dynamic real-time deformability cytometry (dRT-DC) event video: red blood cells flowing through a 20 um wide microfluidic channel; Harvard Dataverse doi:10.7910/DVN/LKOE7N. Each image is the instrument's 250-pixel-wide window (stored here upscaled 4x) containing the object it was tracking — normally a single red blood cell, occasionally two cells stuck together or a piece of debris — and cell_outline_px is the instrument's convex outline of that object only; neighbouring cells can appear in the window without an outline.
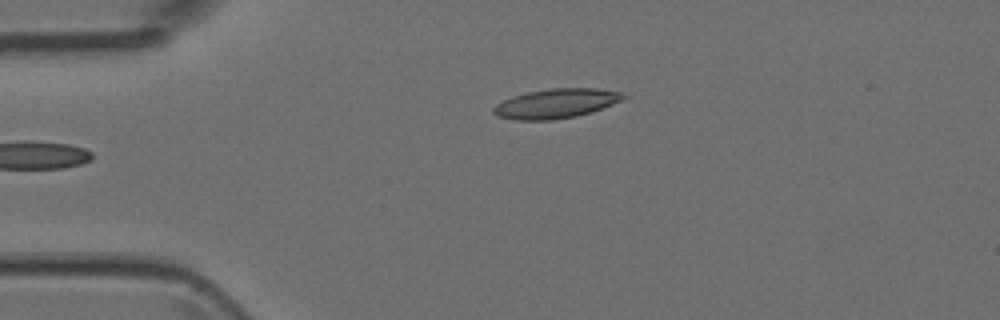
{"species": "Egyptian fruit bat (a non-hibernating species)", "species_latin": "Rousettus aegyptiacus", "temperature_condition": "room temperature", "stored_images_in_passage": 3, "camera_frame_rate_fps": 3000, "um_per_image_px": 0.085, "animal": {"sex": "female"}, "frame": {"image": 1, "passage_image": 3, "time_ms": 2.667, "image_size_px": [1000, 320], "cell_outline_px": [[628, 96], [612, 104], [576, 116], [552, 120], [516, 120], [496, 116], [492, 112], [492, 108], [496, 104], [512, 96], [528, 92], [552, 88], [596, 88], [624, 92]], "centroid_in_image_um": [47.23, 8.79], "position_along_channel_um": 37.8, "area_um2": 22.2}}